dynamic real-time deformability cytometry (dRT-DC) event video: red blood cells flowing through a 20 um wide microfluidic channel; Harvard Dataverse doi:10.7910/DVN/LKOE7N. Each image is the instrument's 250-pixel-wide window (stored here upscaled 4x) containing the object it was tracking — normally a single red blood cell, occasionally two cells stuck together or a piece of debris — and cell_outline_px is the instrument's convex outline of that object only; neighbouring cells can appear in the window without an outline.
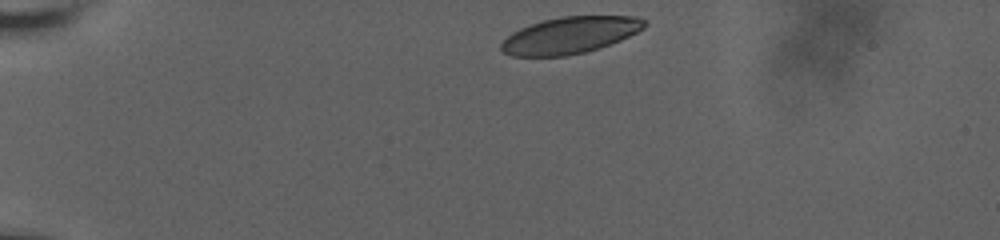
{"species": "human", "species_latin": "Homo sapiens", "temperature_condition": "room temperature", "stored_images_in_passage": 38, "camera_frame_rate_fps": 3000, "um_per_image_px": 0.085, "donor": {"sex": "male"}, "frame": {"image": 1, "passage_image": 1, "time_ms": 0.0, "image_size_px": [1000, 240], "cell_outline_px": [[648, 24], [644, 28], [620, 40], [600, 48], [584, 52], [564, 56], [512, 56], [500, 52], [500, 44], [512, 32], [520, 28], [544, 20], [560, 16], [636, 16], [648, 20]], "centroid_in_image_um": [48.45, 2.99], "position_along_channel_um": 36.5, "area_um2": 30.69}}
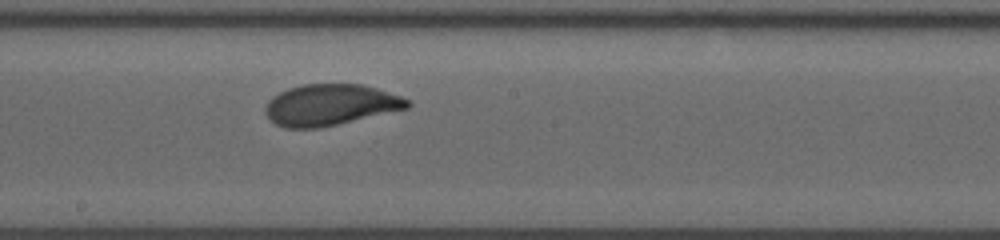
{"frame": {"image": 2, "passage_image": 22, "time_ms": 7.0, "image_size_px": [1000, 240], "cell_outline_px": [[412, 104], [408, 108], [320, 128], [284, 128], [276, 124], [264, 112], [264, 108], [268, 100], [272, 96], [288, 88], [304, 84], [360, 84], [376, 88], [400, 96], [408, 100]], "centroid_in_image_um": [28.05, 8.91], "position_along_channel_um": 220.2, "area_um2": 33.99}}
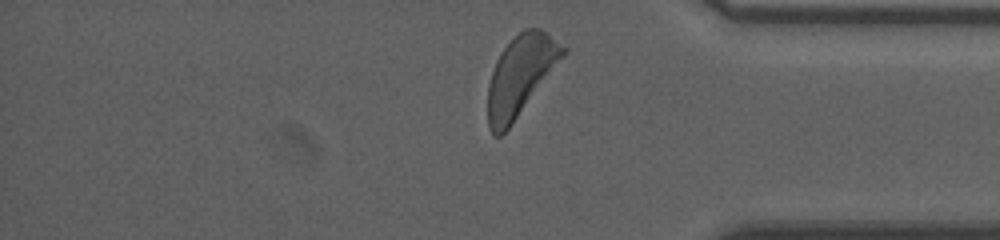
{"frame": {"image": 3, "passage_image": 37, "time_ms": 12.0, "image_size_px": [1000, 240], "cell_outline_px": [[568, 52], [512, 124], [500, 136], [492, 136], [488, 128], [488, 84], [496, 60], [500, 52], [524, 28], [540, 28], [568, 48]], "centroid_in_image_um": [44.25, 6.43], "position_along_channel_um": 390.9, "area_um2": 34.91}, "authors_computed_cell_mechanics": {"area_um2": 34.2176, "velocity_mm_per_s": 3.6286, "shape_relaxation_time_tau1_ms": 3.0734, "shape_relaxation_time_tau2_ms": 1.1009, "deformation_change_tau1": 0.1485, "deformation_change_tau2": 0.0667}}